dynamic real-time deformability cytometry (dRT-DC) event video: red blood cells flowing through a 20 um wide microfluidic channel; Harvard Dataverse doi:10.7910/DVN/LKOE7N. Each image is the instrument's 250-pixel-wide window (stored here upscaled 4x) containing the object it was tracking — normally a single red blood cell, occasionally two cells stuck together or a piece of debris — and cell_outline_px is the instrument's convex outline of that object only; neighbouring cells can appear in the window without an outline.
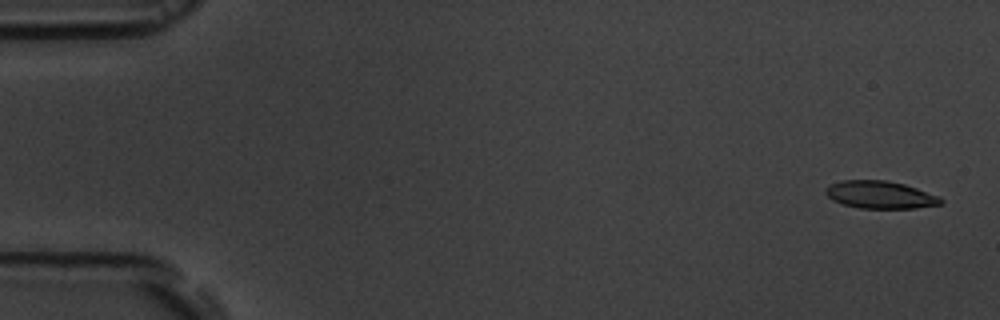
{"species": "common noctule bat (a hibernating species)", "species_latin": "Nyctalus noctula", "temperature_condition": "room temperature", "stored_images_in_passage": 5, "camera_frame_rate_fps": 3000, "um_per_image_px": 0.085, "animal": {"sex": "male", "body_mass_g": 19.5, "forearm_length_mm": 54.6}, "frame": {"image": 1, "passage_image": 1, "time_ms": 0.0, "image_size_px": [1000, 320], "cell_outline_px": [[944, 200], [940, 204], [916, 208], [860, 208], [840, 204], [832, 200], [824, 192], [824, 188], [828, 184], [840, 180], [888, 180], [904, 184], [940, 196]], "centroid_in_image_um": [74.76, 16.55], "position_along_channel_um": 10.2, "area_um2": 18.73}}
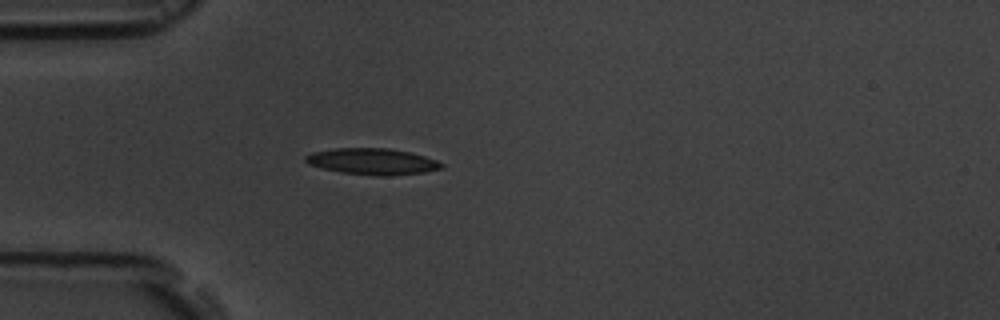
{"frame": {"image": 2, "passage_image": 5, "time_ms": 4.667, "image_size_px": [1000, 320], "cell_outline_px": [[444, 168], [424, 172], [388, 176], [376, 176], [340, 172], [308, 164], [304, 160], [304, 156], [312, 152], [332, 148], [388, 148], [408, 152], [424, 156], [436, 160], [444, 164]], "centroid_in_image_um": [31.64, 13.72], "position_along_channel_um": 53.4, "area_um2": 20.87}}